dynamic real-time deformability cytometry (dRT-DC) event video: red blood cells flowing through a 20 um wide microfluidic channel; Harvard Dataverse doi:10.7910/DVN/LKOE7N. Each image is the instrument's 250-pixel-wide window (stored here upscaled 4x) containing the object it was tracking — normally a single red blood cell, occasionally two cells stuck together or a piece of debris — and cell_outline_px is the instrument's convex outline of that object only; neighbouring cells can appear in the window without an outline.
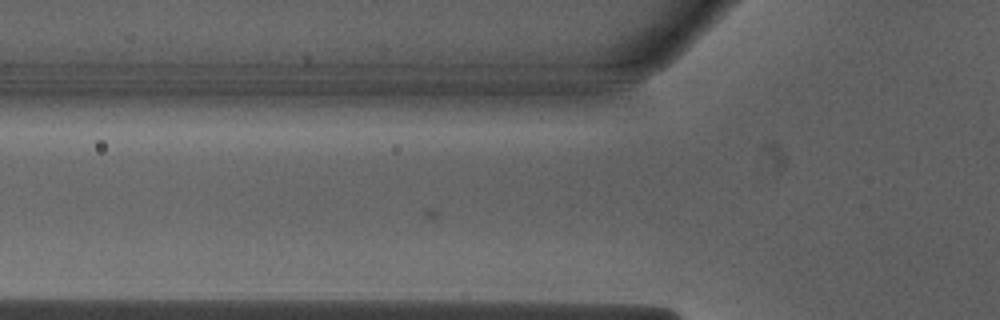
{"species": "Egyptian fruit bat (a non-hibernating species)", "species_latin": "Rousettus aegyptiacus", "temperature_condition": "warm", "stored_images_in_passage": 18, "camera_frame_rate_fps": 3000, "um_per_image_px": 0.085, "animal": {"sex": "male"}, "frame": {"image": 1, "passage_image": 16, "time_ms": 5.0, "image_size_px": [1000, 320], "cell_outline_px": [[284, 92], [276, 108], [100, 108], [100, 104], [112, 92]], "centroid_in_image_um": [16.34, 8.5], "position_along_channel_um": 109.5, "area_um2": 20.29}}